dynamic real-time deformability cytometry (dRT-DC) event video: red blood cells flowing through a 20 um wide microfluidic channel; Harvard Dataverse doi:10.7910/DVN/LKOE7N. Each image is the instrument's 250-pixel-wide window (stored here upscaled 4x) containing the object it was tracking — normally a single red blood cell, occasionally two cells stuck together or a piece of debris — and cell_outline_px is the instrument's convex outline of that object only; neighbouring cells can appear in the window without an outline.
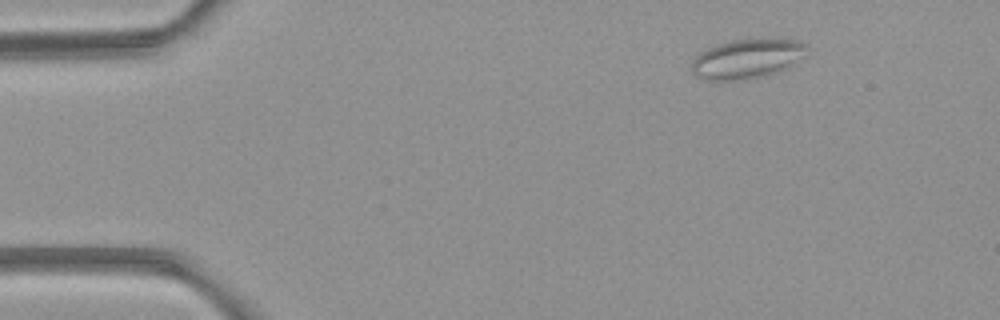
{"species": "common noctule bat (a hibernating species)", "species_latin": "Nyctalus noctula", "temperature_condition": "room temperature", "stored_images_in_passage": 4, "camera_frame_rate_fps": 3000, "um_per_image_px": 0.085, "animal": {"sex": "female", "body_mass_g": 21.9}, "frame": {"image": 1, "passage_image": 1, "time_ms": 0.0, "image_size_px": [1000, 320], "cell_outline_px": [[812, 48], [804, 56], [788, 68], [764, 76], [736, 80], [704, 80], [696, 76], [692, 72], [692, 60], [696, 52], [716, 44], [732, 40], [760, 36], [776, 36], [800, 40]], "centroid_in_image_um": [63.56, 4.92], "position_along_channel_um": 21.4, "area_um2": 27.92}}